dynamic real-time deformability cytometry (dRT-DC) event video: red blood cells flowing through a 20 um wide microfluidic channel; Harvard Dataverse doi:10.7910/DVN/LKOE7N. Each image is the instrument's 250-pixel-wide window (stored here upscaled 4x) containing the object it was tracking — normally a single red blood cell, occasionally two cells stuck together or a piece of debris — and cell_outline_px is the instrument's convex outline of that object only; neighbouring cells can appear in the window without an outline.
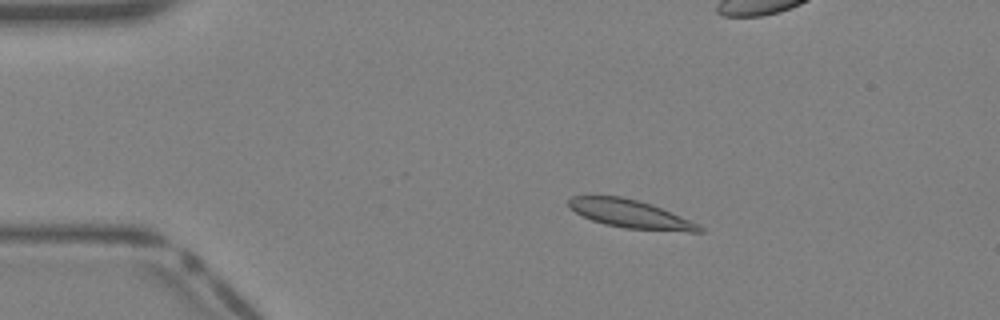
{"species": "Egyptian fruit bat (a non-hibernating species)", "species_latin": "Rousettus aegyptiacus", "temperature_condition": "warm", "stored_images_in_passage": 41, "camera_frame_rate_fps": 3000, "um_per_image_px": 0.085, "animal": {"sex": "female"}, "frame": {"image": 1, "passage_image": 8, "time_ms": 2.333, "image_size_px": [1000, 320], "cell_outline_px": [[704, 232], [688, 232], [624, 228], [604, 224], [592, 220], [576, 212], [568, 204], [568, 200], [572, 196], [620, 196], [652, 204], [700, 224], [704, 228]], "centroid_in_image_um": [53.64, 18.2], "position_along_channel_um": 31.4, "area_um2": 21.39}}
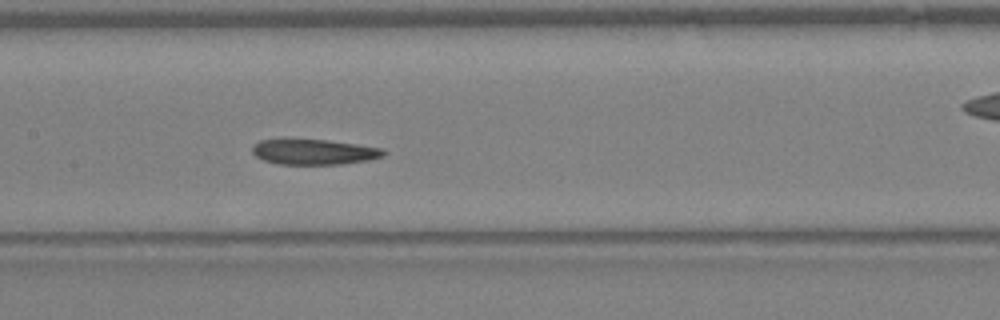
{"frame": {"image": 2, "passage_image": 20, "time_ms": 6.333, "image_size_px": [1000, 320], "cell_outline_px": [[388, 152], [384, 156], [368, 160], [344, 164], [280, 164], [264, 160], [256, 156], [252, 152], [252, 144], [260, 140], [324, 140], [356, 144], [384, 148]], "centroid_in_image_um": [26.73, 12.92], "position_along_channel_um": 180.7, "area_um2": 19.31}}
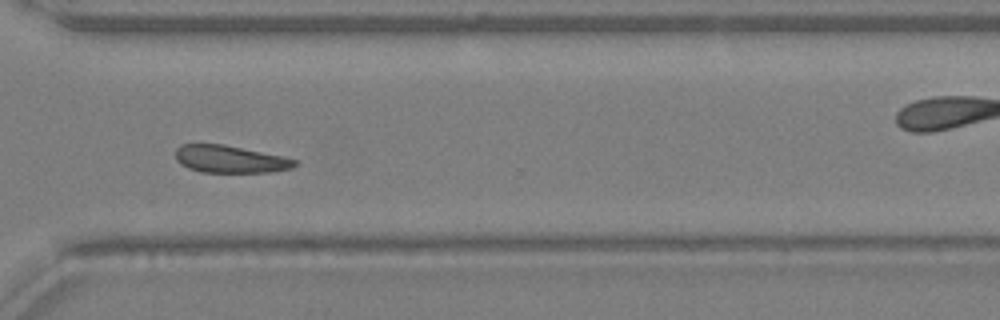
{"frame": {"image": 3, "passage_image": 30, "time_ms": 9.667, "image_size_px": [1000, 320], "cell_outline_px": [[296, 164], [292, 168], [268, 172], [200, 172], [188, 168], [180, 164], [176, 160], [176, 148], [180, 144], [224, 144], [280, 156], [296, 160]], "centroid_in_image_um": [19.49, 13.53], "position_along_channel_um": 351.1, "area_um2": 18.84}}